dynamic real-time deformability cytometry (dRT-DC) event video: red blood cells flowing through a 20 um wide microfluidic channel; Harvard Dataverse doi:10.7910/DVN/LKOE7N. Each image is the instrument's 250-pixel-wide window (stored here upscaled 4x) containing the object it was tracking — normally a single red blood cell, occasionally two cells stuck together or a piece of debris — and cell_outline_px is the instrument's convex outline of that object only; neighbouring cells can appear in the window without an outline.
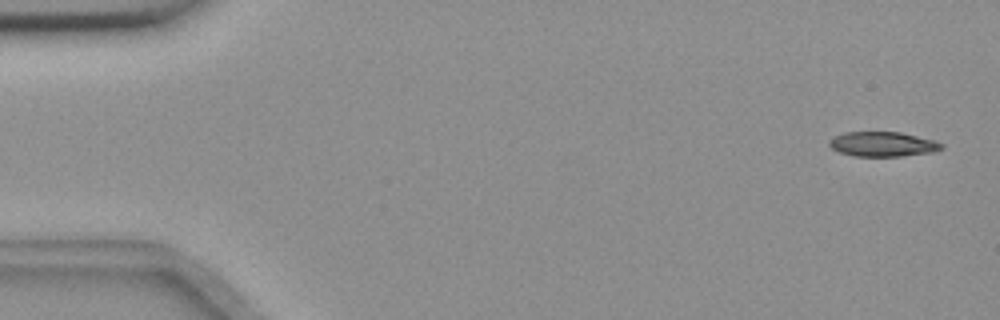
{"species": "common noctule bat (a hibernating species)", "species_latin": "Nyctalus noctula", "temperature_condition": "room temperature", "stored_images_in_passage": 55, "camera_frame_rate_fps": 3000, "um_per_image_px": 0.085, "animal": {"sex": "female", "body_mass_g": 18.4}, "frame": {"image": 1, "passage_image": 2, "time_ms": 0.333, "image_size_px": [1000, 320], "cell_outline_px": [[944, 148], [932, 152], [900, 156], [856, 156], [840, 152], [832, 148], [828, 144], [828, 140], [844, 132], [900, 132], [936, 140], [944, 144]], "centroid_in_image_um": [75.06, 12.24], "position_along_channel_um": 9.9, "area_um2": 16.18}}
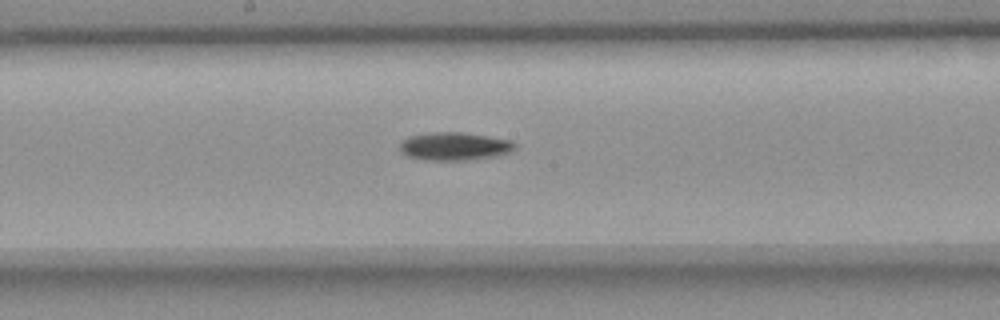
{"frame": {"image": 2, "passage_image": 29, "time_ms": 9.333, "image_size_px": [1000, 320], "cell_outline_px": [[516, 148], [508, 152], [496, 156], [464, 160], [424, 160], [408, 156], [400, 152], [400, 140], [408, 136], [432, 132], [460, 132], [512, 140], [516, 144]], "centroid_in_image_um": [38.59, 12.43], "position_along_channel_um": 209.6, "area_um2": 18.84}}
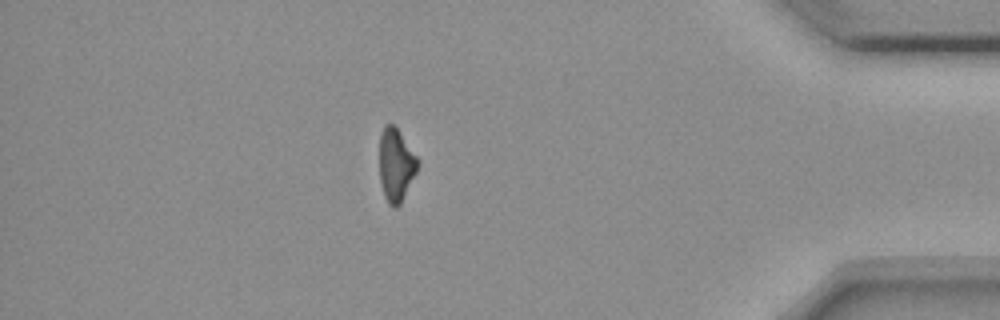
{"frame": {"image": 3, "passage_image": 48, "time_ms": 15.667, "image_size_px": [1000, 320], "cell_outline_px": [[420, 160], [416, 172], [400, 204], [396, 208], [392, 208], [388, 204], [384, 196], [380, 184], [380, 132], [384, 124], [392, 124], [396, 128]], "centroid_in_image_um": [33.64, 14.04], "position_along_channel_um": 401.6, "area_um2": 16.24}, "authors_computed_cell_mechanics": {"area_um2": 17.3978, "velocity_mm_per_s": 3.6844, "shape_relaxation_time_tau1_ms": 6.9451, "shape_relaxation_time_tau2_ms": null, "deformation_change_tau1": 0.1566, "deformation_change_tau2": null}}